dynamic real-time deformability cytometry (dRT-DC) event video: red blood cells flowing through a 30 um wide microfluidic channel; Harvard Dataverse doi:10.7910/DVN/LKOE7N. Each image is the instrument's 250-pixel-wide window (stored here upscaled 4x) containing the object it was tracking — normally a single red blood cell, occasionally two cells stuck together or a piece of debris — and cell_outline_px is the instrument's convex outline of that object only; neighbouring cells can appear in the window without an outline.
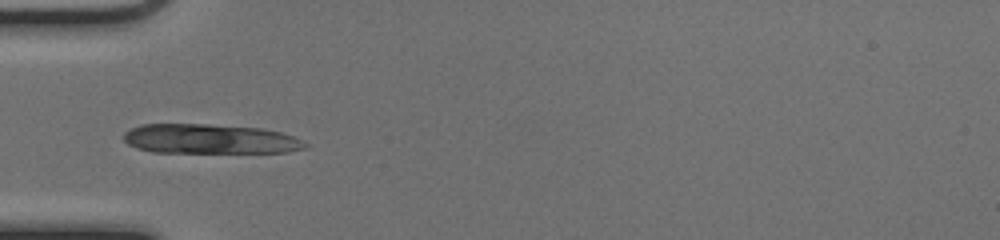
{"species": "common noctule bat (a hibernating species)", "species_latin": "Nyctalus noctula", "temperature_condition": "cold", "stored_images_in_passage": 24, "camera_frame_rate_fps": 3000, "um_per_image_px": 0.085, "animal": {"sex": "female", "body_mass_g": 17.0, "forearm_length_mm": 48.0}, "frame": {"image": 1, "passage_image": 18, "time_ms": 5.667, "image_size_px": [1000, 240], "cell_outline_px": [[308, 148], [288, 152], [152, 152], [136, 148], [128, 144], [124, 140], [124, 132], [140, 124], [208, 124], [260, 128], [280, 132], [292, 136], [308, 144]], "centroid_in_image_um": [17.82, 11.81], "position_along_channel_um": 67.2, "area_um2": 31.27}}
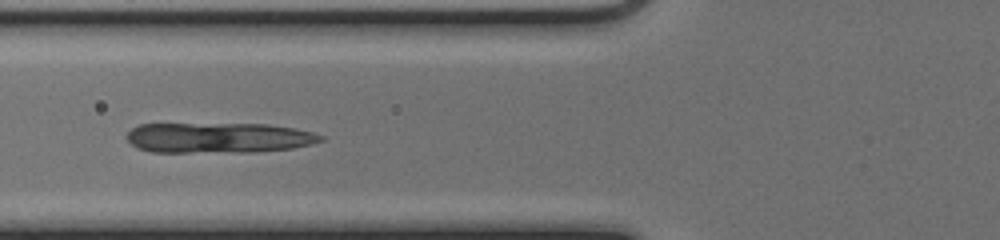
{"frame": {"image": 2, "passage_image": 21, "time_ms": 6.667, "image_size_px": [1000, 240], "cell_outline_px": [[324, 140], [312, 144], [292, 148], [256, 152], [152, 152], [136, 148], [124, 136], [132, 128], [140, 124], [268, 124], [296, 128], [312, 132], [324, 136]], "centroid_in_image_um": [18.58, 11.71], "position_along_channel_um": 107.2, "area_um2": 34.56}}